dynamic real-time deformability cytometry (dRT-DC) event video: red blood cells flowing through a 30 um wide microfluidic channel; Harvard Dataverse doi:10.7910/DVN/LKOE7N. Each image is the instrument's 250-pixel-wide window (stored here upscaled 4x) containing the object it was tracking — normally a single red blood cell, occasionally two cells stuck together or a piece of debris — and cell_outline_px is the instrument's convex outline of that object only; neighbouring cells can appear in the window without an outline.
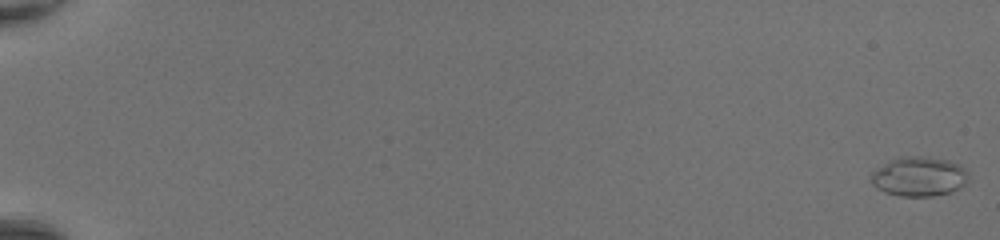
{"species": "common noctule bat (a hibernating species)", "species_latin": "Nyctalus noctula", "temperature_condition": "room temperature", "stored_images_in_passage": 50, "camera_frame_rate_fps": 3000, "um_per_image_px": 0.085, "animal": {"sex": "female", "body_mass_g": 20.0, "forearm_length_mm": 54.0}, "frame": {"image": 1, "passage_image": 1, "time_ms": 0.0, "image_size_px": [1000, 240], "cell_outline_px": [[968, 180], [960, 188], [952, 192], [932, 196], [900, 196], [884, 192], [876, 188], [872, 184], [872, 172], [884, 164], [900, 156], [920, 156], [948, 160], [960, 164], [968, 172]], "centroid_in_image_um": [78.15, 15.01], "position_along_channel_um": 6.9, "area_um2": 22.43}}
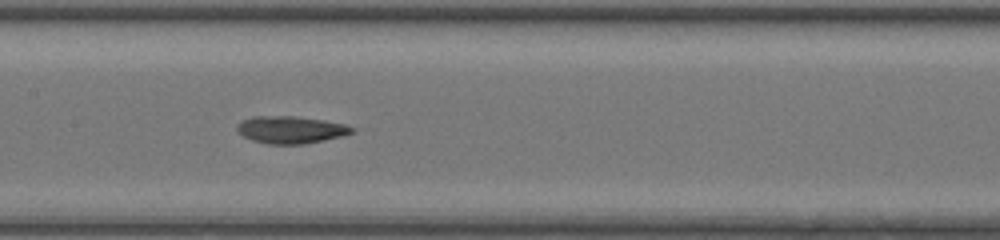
{"frame": {"image": 2, "passage_image": 28, "time_ms": 9.0, "image_size_px": [1000, 240], "cell_outline_px": [[356, 128], [352, 132], [344, 136], [304, 144], [268, 144], [252, 140], [244, 136], [236, 128], [236, 124], [252, 116], [296, 116], [324, 120], [344, 124]], "centroid_in_image_um": [24.73, 11.02], "position_along_channel_um": 182.7, "area_um2": 18.26}}
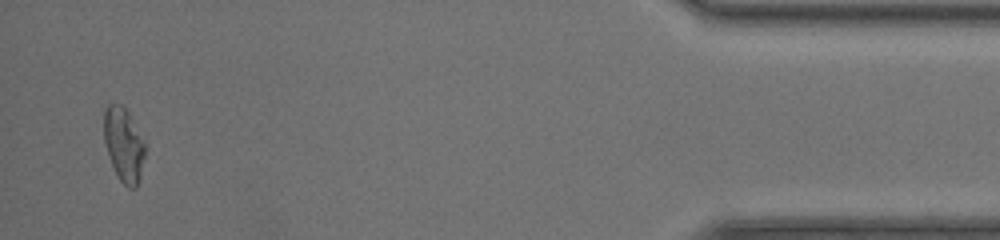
{"frame": {"image": 3, "passage_image": 49, "time_ms": 16.0, "image_size_px": [1000, 240], "cell_outline_px": [[144, 156], [136, 188], [128, 188], [120, 180], [108, 156], [104, 140], [104, 108], [108, 104], [120, 104], [128, 112], [144, 140]], "centroid_in_image_um": [10.49, 12.26], "position_along_channel_um": 424.7, "area_um2": 17.4}, "authors_computed_cell_mechanics": {"area_um2": 18.0047, "velocity_mm_per_s": 4.4076, "shape_relaxation_time_tau1_ms": 3.4349, "shape_relaxation_time_tau2_ms": 4.8034, "deformation_change_tau1": 0.1315, "deformation_change_tau2": 0.1387}}